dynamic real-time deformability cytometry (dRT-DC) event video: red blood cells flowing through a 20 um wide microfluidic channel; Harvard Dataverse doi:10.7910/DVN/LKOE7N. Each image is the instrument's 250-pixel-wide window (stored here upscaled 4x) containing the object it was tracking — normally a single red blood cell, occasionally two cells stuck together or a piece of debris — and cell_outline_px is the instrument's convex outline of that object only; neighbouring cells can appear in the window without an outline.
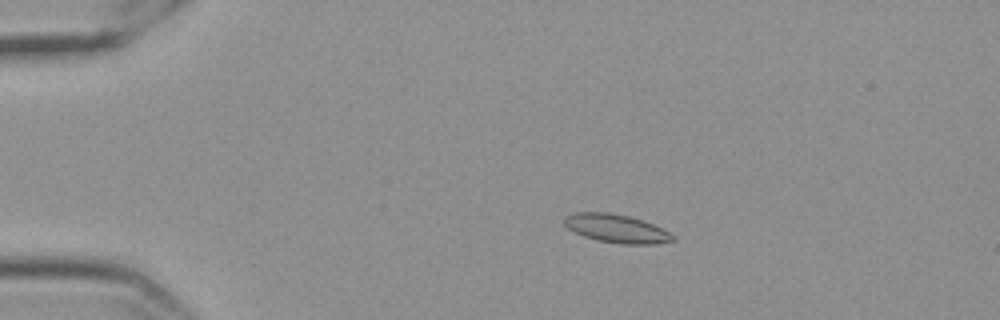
{"species": "Egyptian fruit bat (a non-hibernating species)", "species_latin": "Rousettus aegyptiacus", "temperature_condition": "cold", "stored_images_in_passage": 48, "camera_frame_rate_fps": 3000, "um_per_image_px": 0.085, "frame": {"image": 1, "passage_image": 2, "time_ms": 0.333, "image_size_px": [1000, 320], "cell_outline_px": [[676, 240], [656, 244], [620, 244], [596, 240], [584, 236], [568, 228], [564, 224], [564, 216], [572, 212], [608, 212], [628, 216], [652, 224], [676, 236]], "centroid_in_image_um": [52.37, 19.43], "position_along_channel_um": 32.6, "area_um2": 17.92}}
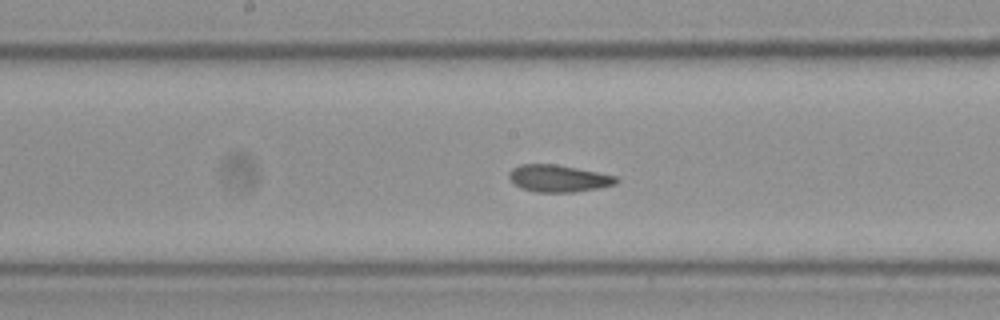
{"frame": {"image": 2, "passage_image": 21, "time_ms": 6.667, "image_size_px": [1000, 320], "cell_outline_px": [[616, 184], [596, 188], [572, 192], [536, 192], [520, 188], [508, 176], [508, 172], [512, 168], [520, 164], [556, 164], [616, 176]], "centroid_in_image_um": [47.41, 15.16], "position_along_channel_um": 200.8, "area_um2": 16.65}}
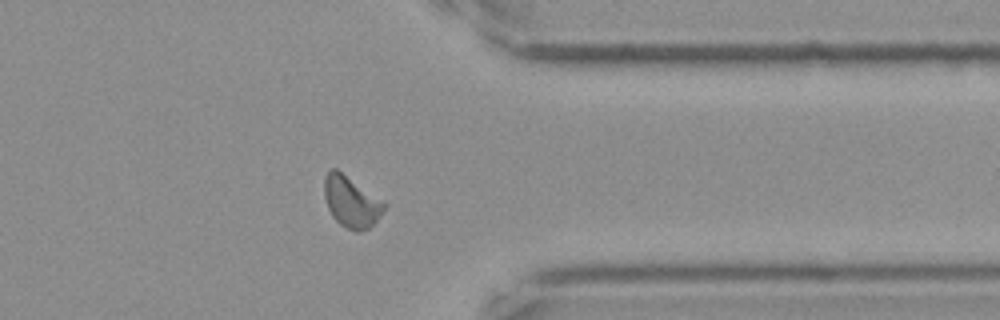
{"frame": {"image": 3, "passage_image": 37, "time_ms": 12.0, "image_size_px": [1000, 320], "cell_outline_px": [[388, 204], [380, 216], [368, 228], [356, 232], [340, 224], [332, 216], [328, 208], [324, 196], [324, 176], [332, 168], [336, 168]], "centroid_in_image_um": [29.85, 17.14], "position_along_channel_um": 381.6, "area_um2": 17.69}, "authors_computed_cell_mechanics": {"area_um2": 16.8487, "velocity_mm_per_s": 3.5159, "shape_relaxation_time_tau1_ms": 7.8028, "shape_relaxation_time_tau2_ms": 2.0059, "deformation_change_tau1": 0.1447, "deformation_change_tau2": 0.0723}}